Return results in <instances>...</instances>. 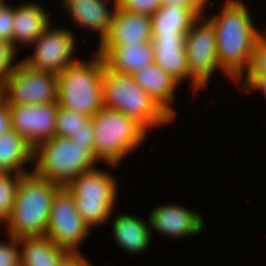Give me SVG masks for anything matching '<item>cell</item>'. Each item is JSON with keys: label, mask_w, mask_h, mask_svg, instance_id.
Returning a JSON list of instances; mask_svg holds the SVG:
<instances>
[{"label": "cell", "mask_w": 266, "mask_h": 266, "mask_svg": "<svg viewBox=\"0 0 266 266\" xmlns=\"http://www.w3.org/2000/svg\"><path fill=\"white\" fill-rule=\"evenodd\" d=\"M198 17L190 7L162 4L151 16V33L162 36L186 34Z\"/></svg>", "instance_id": "23"}, {"label": "cell", "mask_w": 266, "mask_h": 266, "mask_svg": "<svg viewBox=\"0 0 266 266\" xmlns=\"http://www.w3.org/2000/svg\"><path fill=\"white\" fill-rule=\"evenodd\" d=\"M0 96L9 105L57 101V75L32 69L20 61L0 86Z\"/></svg>", "instance_id": "8"}, {"label": "cell", "mask_w": 266, "mask_h": 266, "mask_svg": "<svg viewBox=\"0 0 266 266\" xmlns=\"http://www.w3.org/2000/svg\"><path fill=\"white\" fill-rule=\"evenodd\" d=\"M91 118L93 155L109 165L116 167L146 138L147 130L142 125L117 110L102 107Z\"/></svg>", "instance_id": "5"}, {"label": "cell", "mask_w": 266, "mask_h": 266, "mask_svg": "<svg viewBox=\"0 0 266 266\" xmlns=\"http://www.w3.org/2000/svg\"><path fill=\"white\" fill-rule=\"evenodd\" d=\"M105 0H63L72 19L81 27L99 34V43L106 37L113 11L108 8Z\"/></svg>", "instance_id": "17"}, {"label": "cell", "mask_w": 266, "mask_h": 266, "mask_svg": "<svg viewBox=\"0 0 266 266\" xmlns=\"http://www.w3.org/2000/svg\"><path fill=\"white\" fill-rule=\"evenodd\" d=\"M117 179L110 173L92 169L73 179L66 188L74 196L76 209L90 226L105 223L116 203Z\"/></svg>", "instance_id": "7"}, {"label": "cell", "mask_w": 266, "mask_h": 266, "mask_svg": "<svg viewBox=\"0 0 266 266\" xmlns=\"http://www.w3.org/2000/svg\"><path fill=\"white\" fill-rule=\"evenodd\" d=\"M49 26L35 40V51L28 58L21 61L32 69L59 75L66 67L79 60L74 59L76 41L71 30Z\"/></svg>", "instance_id": "11"}, {"label": "cell", "mask_w": 266, "mask_h": 266, "mask_svg": "<svg viewBox=\"0 0 266 266\" xmlns=\"http://www.w3.org/2000/svg\"><path fill=\"white\" fill-rule=\"evenodd\" d=\"M59 266H92V264L79 251L68 252L61 260Z\"/></svg>", "instance_id": "34"}, {"label": "cell", "mask_w": 266, "mask_h": 266, "mask_svg": "<svg viewBox=\"0 0 266 266\" xmlns=\"http://www.w3.org/2000/svg\"><path fill=\"white\" fill-rule=\"evenodd\" d=\"M186 34L152 35L154 63L163 68L179 83L189 79L185 50Z\"/></svg>", "instance_id": "15"}, {"label": "cell", "mask_w": 266, "mask_h": 266, "mask_svg": "<svg viewBox=\"0 0 266 266\" xmlns=\"http://www.w3.org/2000/svg\"><path fill=\"white\" fill-rule=\"evenodd\" d=\"M103 59L109 69L117 73L133 74L154 63L153 44L150 41L141 44L115 46Z\"/></svg>", "instance_id": "19"}, {"label": "cell", "mask_w": 266, "mask_h": 266, "mask_svg": "<svg viewBox=\"0 0 266 266\" xmlns=\"http://www.w3.org/2000/svg\"><path fill=\"white\" fill-rule=\"evenodd\" d=\"M59 188L33 171L22 174L13 211L5 221L8 234L16 238L45 235L52 198Z\"/></svg>", "instance_id": "2"}, {"label": "cell", "mask_w": 266, "mask_h": 266, "mask_svg": "<svg viewBox=\"0 0 266 266\" xmlns=\"http://www.w3.org/2000/svg\"><path fill=\"white\" fill-rule=\"evenodd\" d=\"M21 266H59L68 251L58 247L47 235L18 238Z\"/></svg>", "instance_id": "21"}, {"label": "cell", "mask_w": 266, "mask_h": 266, "mask_svg": "<svg viewBox=\"0 0 266 266\" xmlns=\"http://www.w3.org/2000/svg\"><path fill=\"white\" fill-rule=\"evenodd\" d=\"M58 102L9 105L12 129L35 148L55 136Z\"/></svg>", "instance_id": "12"}, {"label": "cell", "mask_w": 266, "mask_h": 266, "mask_svg": "<svg viewBox=\"0 0 266 266\" xmlns=\"http://www.w3.org/2000/svg\"><path fill=\"white\" fill-rule=\"evenodd\" d=\"M21 175L19 173H14L13 175V172L0 171V223H5L13 211Z\"/></svg>", "instance_id": "24"}, {"label": "cell", "mask_w": 266, "mask_h": 266, "mask_svg": "<svg viewBox=\"0 0 266 266\" xmlns=\"http://www.w3.org/2000/svg\"><path fill=\"white\" fill-rule=\"evenodd\" d=\"M13 23L14 8L4 3L0 7V40L12 43Z\"/></svg>", "instance_id": "30"}, {"label": "cell", "mask_w": 266, "mask_h": 266, "mask_svg": "<svg viewBox=\"0 0 266 266\" xmlns=\"http://www.w3.org/2000/svg\"><path fill=\"white\" fill-rule=\"evenodd\" d=\"M10 244L0 242V266H21L18 238L10 235Z\"/></svg>", "instance_id": "29"}, {"label": "cell", "mask_w": 266, "mask_h": 266, "mask_svg": "<svg viewBox=\"0 0 266 266\" xmlns=\"http://www.w3.org/2000/svg\"><path fill=\"white\" fill-rule=\"evenodd\" d=\"M74 142L84 145L92 154L94 148L92 118L86 122V128H81L70 137Z\"/></svg>", "instance_id": "31"}, {"label": "cell", "mask_w": 266, "mask_h": 266, "mask_svg": "<svg viewBox=\"0 0 266 266\" xmlns=\"http://www.w3.org/2000/svg\"><path fill=\"white\" fill-rule=\"evenodd\" d=\"M12 128L9 104L0 96V135Z\"/></svg>", "instance_id": "33"}, {"label": "cell", "mask_w": 266, "mask_h": 266, "mask_svg": "<svg viewBox=\"0 0 266 266\" xmlns=\"http://www.w3.org/2000/svg\"><path fill=\"white\" fill-rule=\"evenodd\" d=\"M140 217L119 214L113 222L115 242L129 254L143 252L148 248L151 238V227Z\"/></svg>", "instance_id": "20"}, {"label": "cell", "mask_w": 266, "mask_h": 266, "mask_svg": "<svg viewBox=\"0 0 266 266\" xmlns=\"http://www.w3.org/2000/svg\"><path fill=\"white\" fill-rule=\"evenodd\" d=\"M203 16L192 23L185 40L189 79L196 91L207 86L215 70H223L217 59L214 26Z\"/></svg>", "instance_id": "9"}, {"label": "cell", "mask_w": 266, "mask_h": 266, "mask_svg": "<svg viewBox=\"0 0 266 266\" xmlns=\"http://www.w3.org/2000/svg\"><path fill=\"white\" fill-rule=\"evenodd\" d=\"M47 15L37 3H25L14 8L12 45L16 50L17 43L32 45L44 32L50 24Z\"/></svg>", "instance_id": "18"}, {"label": "cell", "mask_w": 266, "mask_h": 266, "mask_svg": "<svg viewBox=\"0 0 266 266\" xmlns=\"http://www.w3.org/2000/svg\"><path fill=\"white\" fill-rule=\"evenodd\" d=\"M33 172L60 187L94 169L98 160L84 146L70 138L54 136L34 148Z\"/></svg>", "instance_id": "4"}, {"label": "cell", "mask_w": 266, "mask_h": 266, "mask_svg": "<svg viewBox=\"0 0 266 266\" xmlns=\"http://www.w3.org/2000/svg\"><path fill=\"white\" fill-rule=\"evenodd\" d=\"M203 10L206 8V3L210 0H194Z\"/></svg>", "instance_id": "36"}, {"label": "cell", "mask_w": 266, "mask_h": 266, "mask_svg": "<svg viewBox=\"0 0 266 266\" xmlns=\"http://www.w3.org/2000/svg\"><path fill=\"white\" fill-rule=\"evenodd\" d=\"M103 107L117 110L137 121L146 130L164 125L173 117L134 80L132 74L109 69L103 59Z\"/></svg>", "instance_id": "3"}, {"label": "cell", "mask_w": 266, "mask_h": 266, "mask_svg": "<svg viewBox=\"0 0 266 266\" xmlns=\"http://www.w3.org/2000/svg\"><path fill=\"white\" fill-rule=\"evenodd\" d=\"M90 116L58 107L55 118V136L70 138L81 128H86Z\"/></svg>", "instance_id": "25"}, {"label": "cell", "mask_w": 266, "mask_h": 266, "mask_svg": "<svg viewBox=\"0 0 266 266\" xmlns=\"http://www.w3.org/2000/svg\"><path fill=\"white\" fill-rule=\"evenodd\" d=\"M5 1L0 0V7L4 4Z\"/></svg>", "instance_id": "37"}, {"label": "cell", "mask_w": 266, "mask_h": 266, "mask_svg": "<svg viewBox=\"0 0 266 266\" xmlns=\"http://www.w3.org/2000/svg\"><path fill=\"white\" fill-rule=\"evenodd\" d=\"M149 224L162 235L186 237L200 233L204 228L203 218L198 212L178 205H162L150 213Z\"/></svg>", "instance_id": "14"}, {"label": "cell", "mask_w": 266, "mask_h": 266, "mask_svg": "<svg viewBox=\"0 0 266 266\" xmlns=\"http://www.w3.org/2000/svg\"><path fill=\"white\" fill-rule=\"evenodd\" d=\"M162 4L190 7L198 16L204 13V10L194 0H162Z\"/></svg>", "instance_id": "35"}, {"label": "cell", "mask_w": 266, "mask_h": 266, "mask_svg": "<svg viewBox=\"0 0 266 266\" xmlns=\"http://www.w3.org/2000/svg\"><path fill=\"white\" fill-rule=\"evenodd\" d=\"M117 6L131 13L151 17L162 6V0H117Z\"/></svg>", "instance_id": "26"}, {"label": "cell", "mask_w": 266, "mask_h": 266, "mask_svg": "<svg viewBox=\"0 0 266 266\" xmlns=\"http://www.w3.org/2000/svg\"><path fill=\"white\" fill-rule=\"evenodd\" d=\"M17 50L12 43L0 40V86L6 77L17 67L18 63L13 64Z\"/></svg>", "instance_id": "28"}, {"label": "cell", "mask_w": 266, "mask_h": 266, "mask_svg": "<svg viewBox=\"0 0 266 266\" xmlns=\"http://www.w3.org/2000/svg\"><path fill=\"white\" fill-rule=\"evenodd\" d=\"M113 16L106 37L99 43L97 54L104 57L115 46L147 43L152 40L151 17L120 9L113 1Z\"/></svg>", "instance_id": "13"}, {"label": "cell", "mask_w": 266, "mask_h": 266, "mask_svg": "<svg viewBox=\"0 0 266 266\" xmlns=\"http://www.w3.org/2000/svg\"><path fill=\"white\" fill-rule=\"evenodd\" d=\"M244 88L248 92L251 90H259L266 95V75H245Z\"/></svg>", "instance_id": "32"}, {"label": "cell", "mask_w": 266, "mask_h": 266, "mask_svg": "<svg viewBox=\"0 0 266 266\" xmlns=\"http://www.w3.org/2000/svg\"><path fill=\"white\" fill-rule=\"evenodd\" d=\"M103 57L79 60L57 76L58 106L92 117L103 107Z\"/></svg>", "instance_id": "6"}, {"label": "cell", "mask_w": 266, "mask_h": 266, "mask_svg": "<svg viewBox=\"0 0 266 266\" xmlns=\"http://www.w3.org/2000/svg\"><path fill=\"white\" fill-rule=\"evenodd\" d=\"M132 75L135 82L174 118L175 111L170 104L174 102L180 83L155 63Z\"/></svg>", "instance_id": "16"}, {"label": "cell", "mask_w": 266, "mask_h": 266, "mask_svg": "<svg viewBox=\"0 0 266 266\" xmlns=\"http://www.w3.org/2000/svg\"><path fill=\"white\" fill-rule=\"evenodd\" d=\"M33 155L34 148L12 128L0 135V171L29 173L24 166L33 163Z\"/></svg>", "instance_id": "22"}, {"label": "cell", "mask_w": 266, "mask_h": 266, "mask_svg": "<svg viewBox=\"0 0 266 266\" xmlns=\"http://www.w3.org/2000/svg\"><path fill=\"white\" fill-rule=\"evenodd\" d=\"M245 6L238 0H227L220 14L208 18L214 26L219 65L237 84L243 71L249 69L256 42L262 35Z\"/></svg>", "instance_id": "1"}, {"label": "cell", "mask_w": 266, "mask_h": 266, "mask_svg": "<svg viewBox=\"0 0 266 266\" xmlns=\"http://www.w3.org/2000/svg\"><path fill=\"white\" fill-rule=\"evenodd\" d=\"M245 75H266V36L261 35L255 45L252 61Z\"/></svg>", "instance_id": "27"}, {"label": "cell", "mask_w": 266, "mask_h": 266, "mask_svg": "<svg viewBox=\"0 0 266 266\" xmlns=\"http://www.w3.org/2000/svg\"><path fill=\"white\" fill-rule=\"evenodd\" d=\"M90 230L76 209L74 196L60 187L51 202L48 228L45 233L58 247L68 252H79L78 246Z\"/></svg>", "instance_id": "10"}]
</instances>
